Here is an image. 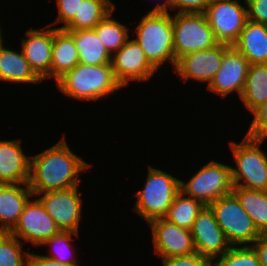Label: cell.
<instances>
[{
    "mask_svg": "<svg viewBox=\"0 0 267 266\" xmlns=\"http://www.w3.org/2000/svg\"><path fill=\"white\" fill-rule=\"evenodd\" d=\"M65 135L55 145L31 156L28 186L33 196L79 186L80 174L92 167L71 151Z\"/></svg>",
    "mask_w": 267,
    "mask_h": 266,
    "instance_id": "cell-1",
    "label": "cell"
},
{
    "mask_svg": "<svg viewBox=\"0 0 267 266\" xmlns=\"http://www.w3.org/2000/svg\"><path fill=\"white\" fill-rule=\"evenodd\" d=\"M133 39L144 50L150 64L158 71L169 62L176 65L174 55L172 14L164 8H152L134 28Z\"/></svg>",
    "mask_w": 267,
    "mask_h": 266,
    "instance_id": "cell-2",
    "label": "cell"
},
{
    "mask_svg": "<svg viewBox=\"0 0 267 266\" xmlns=\"http://www.w3.org/2000/svg\"><path fill=\"white\" fill-rule=\"evenodd\" d=\"M56 84L63 94L81 101H98L123 88L116 80L111 64L92 66L78 63Z\"/></svg>",
    "mask_w": 267,
    "mask_h": 266,
    "instance_id": "cell-3",
    "label": "cell"
},
{
    "mask_svg": "<svg viewBox=\"0 0 267 266\" xmlns=\"http://www.w3.org/2000/svg\"><path fill=\"white\" fill-rule=\"evenodd\" d=\"M142 190L136 192L133 209L149 223L164 218L176 195L180 192V179L163 170L148 166Z\"/></svg>",
    "mask_w": 267,
    "mask_h": 266,
    "instance_id": "cell-4",
    "label": "cell"
},
{
    "mask_svg": "<svg viewBox=\"0 0 267 266\" xmlns=\"http://www.w3.org/2000/svg\"><path fill=\"white\" fill-rule=\"evenodd\" d=\"M265 139L244 136L230 142L236 167H231L233 187L267 191V153L260 149Z\"/></svg>",
    "mask_w": 267,
    "mask_h": 266,
    "instance_id": "cell-5",
    "label": "cell"
},
{
    "mask_svg": "<svg viewBox=\"0 0 267 266\" xmlns=\"http://www.w3.org/2000/svg\"><path fill=\"white\" fill-rule=\"evenodd\" d=\"M209 207L231 246L252 245L261 234L233 192Z\"/></svg>",
    "mask_w": 267,
    "mask_h": 266,
    "instance_id": "cell-6",
    "label": "cell"
},
{
    "mask_svg": "<svg viewBox=\"0 0 267 266\" xmlns=\"http://www.w3.org/2000/svg\"><path fill=\"white\" fill-rule=\"evenodd\" d=\"M231 167L215 160L209 161L188 182L180 180V191L209 206L220 197L232 193Z\"/></svg>",
    "mask_w": 267,
    "mask_h": 266,
    "instance_id": "cell-7",
    "label": "cell"
},
{
    "mask_svg": "<svg viewBox=\"0 0 267 266\" xmlns=\"http://www.w3.org/2000/svg\"><path fill=\"white\" fill-rule=\"evenodd\" d=\"M172 27L176 61L185 54L219 44L205 13L176 12L172 14Z\"/></svg>",
    "mask_w": 267,
    "mask_h": 266,
    "instance_id": "cell-8",
    "label": "cell"
},
{
    "mask_svg": "<svg viewBox=\"0 0 267 266\" xmlns=\"http://www.w3.org/2000/svg\"><path fill=\"white\" fill-rule=\"evenodd\" d=\"M204 13L216 40L230 46L248 21L247 7L238 0H212Z\"/></svg>",
    "mask_w": 267,
    "mask_h": 266,
    "instance_id": "cell-9",
    "label": "cell"
},
{
    "mask_svg": "<svg viewBox=\"0 0 267 266\" xmlns=\"http://www.w3.org/2000/svg\"><path fill=\"white\" fill-rule=\"evenodd\" d=\"M60 231V228L37 198L28 200L17 223L9 233L21 242L24 241L23 243L26 241V243H32L34 246H42L47 239Z\"/></svg>",
    "mask_w": 267,
    "mask_h": 266,
    "instance_id": "cell-10",
    "label": "cell"
},
{
    "mask_svg": "<svg viewBox=\"0 0 267 266\" xmlns=\"http://www.w3.org/2000/svg\"><path fill=\"white\" fill-rule=\"evenodd\" d=\"M78 186L68 189L38 193L36 197L61 231L79 233L83 200ZM80 194V195H79ZM81 219V220H80Z\"/></svg>",
    "mask_w": 267,
    "mask_h": 266,
    "instance_id": "cell-11",
    "label": "cell"
},
{
    "mask_svg": "<svg viewBox=\"0 0 267 266\" xmlns=\"http://www.w3.org/2000/svg\"><path fill=\"white\" fill-rule=\"evenodd\" d=\"M230 47L219 43L215 47L185 54L177 60L174 72L184 83L194 79L206 82L208 87L221 67L223 55Z\"/></svg>",
    "mask_w": 267,
    "mask_h": 266,
    "instance_id": "cell-12",
    "label": "cell"
},
{
    "mask_svg": "<svg viewBox=\"0 0 267 266\" xmlns=\"http://www.w3.org/2000/svg\"><path fill=\"white\" fill-rule=\"evenodd\" d=\"M111 66L122 87L131 81L145 82L157 71L147 60L144 50L132 38L111 56Z\"/></svg>",
    "mask_w": 267,
    "mask_h": 266,
    "instance_id": "cell-13",
    "label": "cell"
},
{
    "mask_svg": "<svg viewBox=\"0 0 267 266\" xmlns=\"http://www.w3.org/2000/svg\"><path fill=\"white\" fill-rule=\"evenodd\" d=\"M148 225L152 230L154 252L161 259L196 252L191 230L179 227L165 218L154 219Z\"/></svg>",
    "mask_w": 267,
    "mask_h": 266,
    "instance_id": "cell-14",
    "label": "cell"
},
{
    "mask_svg": "<svg viewBox=\"0 0 267 266\" xmlns=\"http://www.w3.org/2000/svg\"><path fill=\"white\" fill-rule=\"evenodd\" d=\"M191 235L196 252L212 261L224 255L232 247L209 206H205L196 217Z\"/></svg>",
    "mask_w": 267,
    "mask_h": 266,
    "instance_id": "cell-15",
    "label": "cell"
},
{
    "mask_svg": "<svg viewBox=\"0 0 267 266\" xmlns=\"http://www.w3.org/2000/svg\"><path fill=\"white\" fill-rule=\"evenodd\" d=\"M249 61L233 46H231L223 55L221 67L215 74L208 91L227 97L236 92L240 98L249 69Z\"/></svg>",
    "mask_w": 267,
    "mask_h": 266,
    "instance_id": "cell-16",
    "label": "cell"
},
{
    "mask_svg": "<svg viewBox=\"0 0 267 266\" xmlns=\"http://www.w3.org/2000/svg\"><path fill=\"white\" fill-rule=\"evenodd\" d=\"M39 29H28L21 41L24 57L35 74L43 81L50 79L53 49V28L50 25ZM51 27V28H50ZM26 37V38H25Z\"/></svg>",
    "mask_w": 267,
    "mask_h": 266,
    "instance_id": "cell-17",
    "label": "cell"
},
{
    "mask_svg": "<svg viewBox=\"0 0 267 266\" xmlns=\"http://www.w3.org/2000/svg\"><path fill=\"white\" fill-rule=\"evenodd\" d=\"M21 140H0V184L28 183L31 156L22 150Z\"/></svg>",
    "mask_w": 267,
    "mask_h": 266,
    "instance_id": "cell-18",
    "label": "cell"
},
{
    "mask_svg": "<svg viewBox=\"0 0 267 266\" xmlns=\"http://www.w3.org/2000/svg\"><path fill=\"white\" fill-rule=\"evenodd\" d=\"M33 197L28 183L0 184V232H9L15 226L25 204Z\"/></svg>",
    "mask_w": 267,
    "mask_h": 266,
    "instance_id": "cell-19",
    "label": "cell"
},
{
    "mask_svg": "<svg viewBox=\"0 0 267 266\" xmlns=\"http://www.w3.org/2000/svg\"><path fill=\"white\" fill-rule=\"evenodd\" d=\"M233 47L249 64L267 63V25L247 21Z\"/></svg>",
    "mask_w": 267,
    "mask_h": 266,
    "instance_id": "cell-20",
    "label": "cell"
},
{
    "mask_svg": "<svg viewBox=\"0 0 267 266\" xmlns=\"http://www.w3.org/2000/svg\"><path fill=\"white\" fill-rule=\"evenodd\" d=\"M79 63L78 51L73 35L64 29L53 28V49L50 79L57 81Z\"/></svg>",
    "mask_w": 267,
    "mask_h": 266,
    "instance_id": "cell-21",
    "label": "cell"
},
{
    "mask_svg": "<svg viewBox=\"0 0 267 266\" xmlns=\"http://www.w3.org/2000/svg\"><path fill=\"white\" fill-rule=\"evenodd\" d=\"M0 81L10 83H41L22 52L0 44Z\"/></svg>",
    "mask_w": 267,
    "mask_h": 266,
    "instance_id": "cell-22",
    "label": "cell"
},
{
    "mask_svg": "<svg viewBox=\"0 0 267 266\" xmlns=\"http://www.w3.org/2000/svg\"><path fill=\"white\" fill-rule=\"evenodd\" d=\"M79 55V63L92 66L111 64V55L98 38L94 29L69 31Z\"/></svg>",
    "mask_w": 267,
    "mask_h": 266,
    "instance_id": "cell-23",
    "label": "cell"
},
{
    "mask_svg": "<svg viewBox=\"0 0 267 266\" xmlns=\"http://www.w3.org/2000/svg\"><path fill=\"white\" fill-rule=\"evenodd\" d=\"M240 100L251 113L267 101V63L249 66Z\"/></svg>",
    "mask_w": 267,
    "mask_h": 266,
    "instance_id": "cell-24",
    "label": "cell"
},
{
    "mask_svg": "<svg viewBox=\"0 0 267 266\" xmlns=\"http://www.w3.org/2000/svg\"><path fill=\"white\" fill-rule=\"evenodd\" d=\"M115 7L111 0H83L80 2L78 13L64 30L93 29Z\"/></svg>",
    "mask_w": 267,
    "mask_h": 266,
    "instance_id": "cell-25",
    "label": "cell"
},
{
    "mask_svg": "<svg viewBox=\"0 0 267 266\" xmlns=\"http://www.w3.org/2000/svg\"><path fill=\"white\" fill-rule=\"evenodd\" d=\"M241 206L260 233L267 232V191L233 187Z\"/></svg>",
    "mask_w": 267,
    "mask_h": 266,
    "instance_id": "cell-26",
    "label": "cell"
},
{
    "mask_svg": "<svg viewBox=\"0 0 267 266\" xmlns=\"http://www.w3.org/2000/svg\"><path fill=\"white\" fill-rule=\"evenodd\" d=\"M115 9L116 7L93 28L111 56L130 39L129 28L115 18H111Z\"/></svg>",
    "mask_w": 267,
    "mask_h": 266,
    "instance_id": "cell-27",
    "label": "cell"
},
{
    "mask_svg": "<svg viewBox=\"0 0 267 266\" xmlns=\"http://www.w3.org/2000/svg\"><path fill=\"white\" fill-rule=\"evenodd\" d=\"M204 207L205 205L199 200L186 196L180 191L164 218L179 227L191 230L196 217Z\"/></svg>",
    "mask_w": 267,
    "mask_h": 266,
    "instance_id": "cell-28",
    "label": "cell"
},
{
    "mask_svg": "<svg viewBox=\"0 0 267 266\" xmlns=\"http://www.w3.org/2000/svg\"><path fill=\"white\" fill-rule=\"evenodd\" d=\"M73 236L79 237V233L75 231H60L50 239H47L42 245L51 246L50 251L52 253L45 256L70 266H80L77 258L74 257L75 252L72 251L74 248L72 244Z\"/></svg>",
    "mask_w": 267,
    "mask_h": 266,
    "instance_id": "cell-29",
    "label": "cell"
},
{
    "mask_svg": "<svg viewBox=\"0 0 267 266\" xmlns=\"http://www.w3.org/2000/svg\"><path fill=\"white\" fill-rule=\"evenodd\" d=\"M23 244L9 232H0V266H28L30 252Z\"/></svg>",
    "mask_w": 267,
    "mask_h": 266,
    "instance_id": "cell-30",
    "label": "cell"
},
{
    "mask_svg": "<svg viewBox=\"0 0 267 266\" xmlns=\"http://www.w3.org/2000/svg\"><path fill=\"white\" fill-rule=\"evenodd\" d=\"M213 266H260V263L254 249L244 245L232 246L217 261H213Z\"/></svg>",
    "mask_w": 267,
    "mask_h": 266,
    "instance_id": "cell-31",
    "label": "cell"
},
{
    "mask_svg": "<svg viewBox=\"0 0 267 266\" xmlns=\"http://www.w3.org/2000/svg\"><path fill=\"white\" fill-rule=\"evenodd\" d=\"M253 120L245 136L251 138L267 139V101L256 108Z\"/></svg>",
    "mask_w": 267,
    "mask_h": 266,
    "instance_id": "cell-32",
    "label": "cell"
},
{
    "mask_svg": "<svg viewBox=\"0 0 267 266\" xmlns=\"http://www.w3.org/2000/svg\"><path fill=\"white\" fill-rule=\"evenodd\" d=\"M83 0H56V6H58V16L53 23L48 24L53 26L57 23H63V26L56 27L57 29H64L75 17L80 8V2Z\"/></svg>",
    "mask_w": 267,
    "mask_h": 266,
    "instance_id": "cell-33",
    "label": "cell"
},
{
    "mask_svg": "<svg viewBox=\"0 0 267 266\" xmlns=\"http://www.w3.org/2000/svg\"><path fill=\"white\" fill-rule=\"evenodd\" d=\"M163 266H213V261L197 252L161 259Z\"/></svg>",
    "mask_w": 267,
    "mask_h": 266,
    "instance_id": "cell-34",
    "label": "cell"
},
{
    "mask_svg": "<svg viewBox=\"0 0 267 266\" xmlns=\"http://www.w3.org/2000/svg\"><path fill=\"white\" fill-rule=\"evenodd\" d=\"M211 1L212 0H171V2L164 9L167 11L177 9V13H204Z\"/></svg>",
    "mask_w": 267,
    "mask_h": 266,
    "instance_id": "cell-35",
    "label": "cell"
},
{
    "mask_svg": "<svg viewBox=\"0 0 267 266\" xmlns=\"http://www.w3.org/2000/svg\"><path fill=\"white\" fill-rule=\"evenodd\" d=\"M248 20L267 25V0H244Z\"/></svg>",
    "mask_w": 267,
    "mask_h": 266,
    "instance_id": "cell-36",
    "label": "cell"
},
{
    "mask_svg": "<svg viewBox=\"0 0 267 266\" xmlns=\"http://www.w3.org/2000/svg\"><path fill=\"white\" fill-rule=\"evenodd\" d=\"M250 246L254 249L260 266H267V232L261 233Z\"/></svg>",
    "mask_w": 267,
    "mask_h": 266,
    "instance_id": "cell-37",
    "label": "cell"
},
{
    "mask_svg": "<svg viewBox=\"0 0 267 266\" xmlns=\"http://www.w3.org/2000/svg\"><path fill=\"white\" fill-rule=\"evenodd\" d=\"M28 266H70L64 263H60L54 259L46 257L45 255L35 254L30 252Z\"/></svg>",
    "mask_w": 267,
    "mask_h": 266,
    "instance_id": "cell-38",
    "label": "cell"
},
{
    "mask_svg": "<svg viewBox=\"0 0 267 266\" xmlns=\"http://www.w3.org/2000/svg\"><path fill=\"white\" fill-rule=\"evenodd\" d=\"M171 2V0H164V2L162 3H157L155 7L153 8H165L169 3Z\"/></svg>",
    "mask_w": 267,
    "mask_h": 266,
    "instance_id": "cell-39",
    "label": "cell"
},
{
    "mask_svg": "<svg viewBox=\"0 0 267 266\" xmlns=\"http://www.w3.org/2000/svg\"><path fill=\"white\" fill-rule=\"evenodd\" d=\"M2 28H1V25H0V44L3 43L5 40L3 39V36H2Z\"/></svg>",
    "mask_w": 267,
    "mask_h": 266,
    "instance_id": "cell-40",
    "label": "cell"
}]
</instances>
